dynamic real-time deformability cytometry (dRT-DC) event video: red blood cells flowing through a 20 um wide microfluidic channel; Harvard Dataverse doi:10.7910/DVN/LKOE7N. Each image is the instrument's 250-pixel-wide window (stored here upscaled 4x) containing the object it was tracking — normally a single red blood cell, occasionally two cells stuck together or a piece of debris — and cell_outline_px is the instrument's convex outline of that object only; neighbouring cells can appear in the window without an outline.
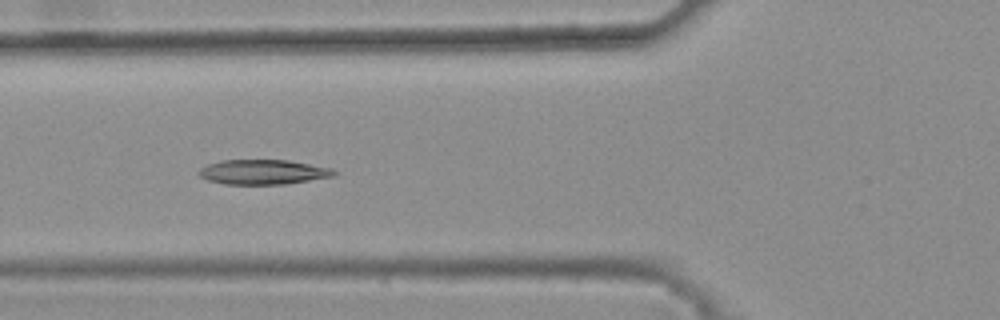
{"species": "common noctule bat (a hibernating species)", "species_latin": "Nyctalus noctula", "temperature_condition": "warm", "stored_images_in_passage": 16, "camera_frame_rate_fps": 3000, "um_per_image_px": 0.085, "animal": {"sex": "female", "body_mass_g": 25.1}, "frame": {"image": 1, "passage_image": 10, "time_ms": 3.0, "image_size_px": [1000, 320], "cell_outline_px": [[336, 176], [284, 184], [224, 184], [208, 180], [200, 176], [196, 172], [200, 168], [208, 164], [220, 160], [288, 160], [332, 168], [336, 172]], "centroid_in_image_um": [22.35, 14.62], "position_along_channel_um": 103.5, "area_um2": 19.54}}